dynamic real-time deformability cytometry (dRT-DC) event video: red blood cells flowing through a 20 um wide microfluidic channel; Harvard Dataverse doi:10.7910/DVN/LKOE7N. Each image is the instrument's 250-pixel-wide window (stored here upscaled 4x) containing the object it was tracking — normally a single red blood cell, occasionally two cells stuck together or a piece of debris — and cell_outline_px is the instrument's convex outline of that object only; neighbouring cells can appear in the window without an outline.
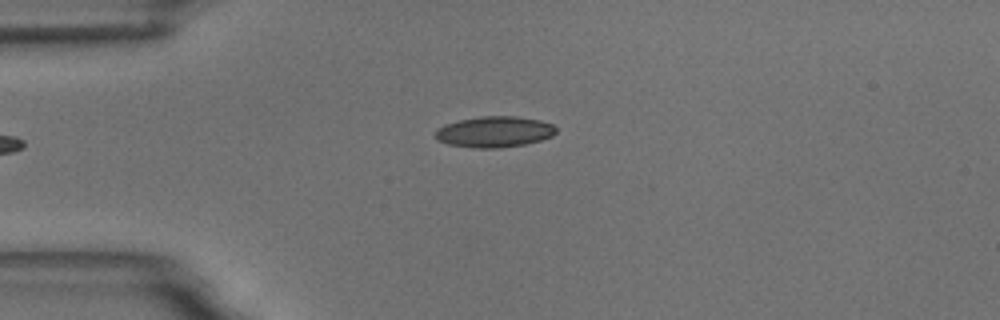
{"species": "common noctule bat (a hibernating species)", "species_latin": "Nyctalus noctula", "temperature_condition": "room temperature", "stored_images_in_passage": 39, "camera_frame_rate_fps": 3000, "um_per_image_px": 0.085, "animal": {"sex": "male", "body_mass_g": 18.8}, "frame": {"image": 1, "passage_image": 1, "time_ms": 0.0, "image_size_px": [1000, 320], "cell_outline_px": [[556, 132], [552, 136], [540, 140], [524, 144], [496, 148], [476, 148], [448, 144], [436, 140], [436, 132], [444, 124], [460, 120], [480, 116], [516, 116], [540, 120], [552, 124], [556, 128]], "centroid_in_image_um": [42.03, 11.2], "position_along_channel_um": 43.0, "area_um2": 21.62}}
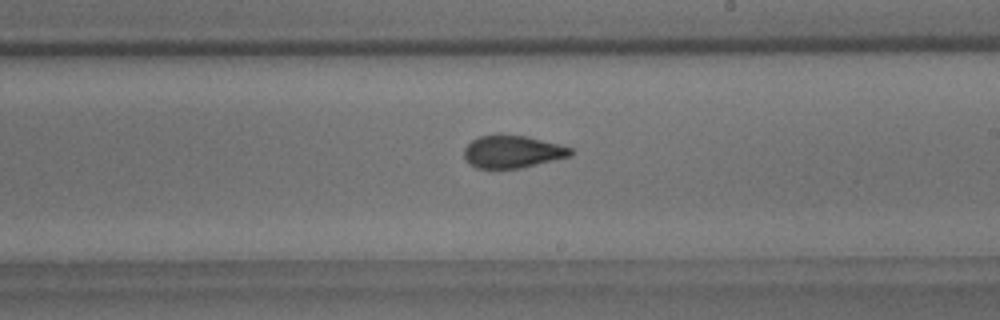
{"frame": {"image": 2, "passage_image": 20, "time_ms": 6.333, "image_size_px": [1000, 320], "cell_outline_px": [[572, 156], [520, 168], [476, 168], [468, 164], [464, 156], [464, 148], [472, 140], [480, 136], [496, 132], [500, 132], [528, 136], [572, 148]], "centroid_in_image_um": [43.52, 12.86], "position_along_channel_um": 245.5, "area_um2": 20.63}}
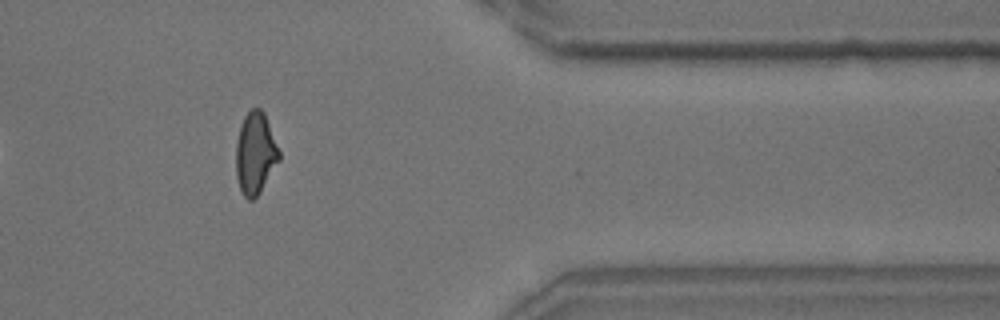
{"frame": {"image": 3, "passage_image": 34, "time_ms": 11.0, "image_size_px": [1000, 320], "cell_outline_px": [[280, 160], [260, 192], [252, 200], [248, 200], [244, 196], [240, 188], [236, 176], [236, 140], [240, 124], [244, 116], [252, 108], [260, 108], [264, 112], [280, 152]], "centroid_in_image_um": [21.69, 13.02], "position_along_channel_um": 389.7, "area_um2": 20.63}, "authors_computed_cell_mechanics": {"area_um2": 20.6346, "velocity_mm_per_s": 3.5181, "shape_relaxation_time_tau1_ms": 7.3903, "shape_relaxation_time_tau2_ms": 1.4354, "deformation_change_tau1": 0.1884, "deformation_change_tau2": 0.0752}}